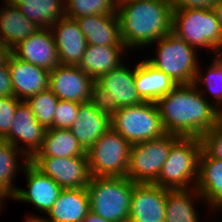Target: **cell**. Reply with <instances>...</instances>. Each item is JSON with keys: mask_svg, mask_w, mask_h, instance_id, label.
I'll list each match as a JSON object with an SVG mask.
<instances>
[{"mask_svg": "<svg viewBox=\"0 0 222 222\" xmlns=\"http://www.w3.org/2000/svg\"><path fill=\"white\" fill-rule=\"evenodd\" d=\"M87 155L70 129H46L43 144L35 156H54L58 158Z\"/></svg>", "mask_w": 222, "mask_h": 222, "instance_id": "83f0119b", "label": "cell"}, {"mask_svg": "<svg viewBox=\"0 0 222 222\" xmlns=\"http://www.w3.org/2000/svg\"><path fill=\"white\" fill-rule=\"evenodd\" d=\"M21 13L38 28H50L65 17V0H25Z\"/></svg>", "mask_w": 222, "mask_h": 222, "instance_id": "f1b7e54d", "label": "cell"}, {"mask_svg": "<svg viewBox=\"0 0 222 222\" xmlns=\"http://www.w3.org/2000/svg\"><path fill=\"white\" fill-rule=\"evenodd\" d=\"M202 142L198 138H180L169 152L154 183L170 190H189L196 186ZM192 183V184H191Z\"/></svg>", "mask_w": 222, "mask_h": 222, "instance_id": "277c9868", "label": "cell"}, {"mask_svg": "<svg viewBox=\"0 0 222 222\" xmlns=\"http://www.w3.org/2000/svg\"><path fill=\"white\" fill-rule=\"evenodd\" d=\"M170 191L156 184L135 183L128 222H165L166 197Z\"/></svg>", "mask_w": 222, "mask_h": 222, "instance_id": "5bb4252c", "label": "cell"}, {"mask_svg": "<svg viewBox=\"0 0 222 222\" xmlns=\"http://www.w3.org/2000/svg\"><path fill=\"white\" fill-rule=\"evenodd\" d=\"M6 200L1 194H0V211L2 209L3 205V201Z\"/></svg>", "mask_w": 222, "mask_h": 222, "instance_id": "ee69618b", "label": "cell"}, {"mask_svg": "<svg viewBox=\"0 0 222 222\" xmlns=\"http://www.w3.org/2000/svg\"><path fill=\"white\" fill-rule=\"evenodd\" d=\"M90 214L86 188L62 189L46 216L51 222H83Z\"/></svg>", "mask_w": 222, "mask_h": 222, "instance_id": "7402d4cb", "label": "cell"}, {"mask_svg": "<svg viewBox=\"0 0 222 222\" xmlns=\"http://www.w3.org/2000/svg\"><path fill=\"white\" fill-rule=\"evenodd\" d=\"M13 92L16 98L26 101L29 97L49 88V72L32 63L22 61L12 53L7 60Z\"/></svg>", "mask_w": 222, "mask_h": 222, "instance_id": "ac0fdd59", "label": "cell"}, {"mask_svg": "<svg viewBox=\"0 0 222 222\" xmlns=\"http://www.w3.org/2000/svg\"><path fill=\"white\" fill-rule=\"evenodd\" d=\"M23 173L26 175L27 189L18 187L11 199L31 203L38 212L47 214L58 199L62 188L30 161L24 167Z\"/></svg>", "mask_w": 222, "mask_h": 222, "instance_id": "9a60e30c", "label": "cell"}, {"mask_svg": "<svg viewBox=\"0 0 222 222\" xmlns=\"http://www.w3.org/2000/svg\"><path fill=\"white\" fill-rule=\"evenodd\" d=\"M176 85L167 74L155 68L145 59L135 66V87L143 101L156 102Z\"/></svg>", "mask_w": 222, "mask_h": 222, "instance_id": "cb8c5ba5", "label": "cell"}, {"mask_svg": "<svg viewBox=\"0 0 222 222\" xmlns=\"http://www.w3.org/2000/svg\"><path fill=\"white\" fill-rule=\"evenodd\" d=\"M30 162L62 189L86 188L92 177L88 155L67 158L34 156Z\"/></svg>", "mask_w": 222, "mask_h": 222, "instance_id": "8fae6325", "label": "cell"}, {"mask_svg": "<svg viewBox=\"0 0 222 222\" xmlns=\"http://www.w3.org/2000/svg\"><path fill=\"white\" fill-rule=\"evenodd\" d=\"M195 189L208 204L207 208L222 212V160L211 158L203 149Z\"/></svg>", "mask_w": 222, "mask_h": 222, "instance_id": "ffe728a7", "label": "cell"}, {"mask_svg": "<svg viewBox=\"0 0 222 222\" xmlns=\"http://www.w3.org/2000/svg\"><path fill=\"white\" fill-rule=\"evenodd\" d=\"M10 54L11 49L2 42H0V66L5 65L7 63Z\"/></svg>", "mask_w": 222, "mask_h": 222, "instance_id": "74e56055", "label": "cell"}, {"mask_svg": "<svg viewBox=\"0 0 222 222\" xmlns=\"http://www.w3.org/2000/svg\"><path fill=\"white\" fill-rule=\"evenodd\" d=\"M45 132L46 129L36 120L29 105L21 101L15 109L10 131L3 139L17 147L31 160L40 150Z\"/></svg>", "mask_w": 222, "mask_h": 222, "instance_id": "4fadbf2b", "label": "cell"}, {"mask_svg": "<svg viewBox=\"0 0 222 222\" xmlns=\"http://www.w3.org/2000/svg\"><path fill=\"white\" fill-rule=\"evenodd\" d=\"M80 103L58 100L53 118L54 129H70L77 119Z\"/></svg>", "mask_w": 222, "mask_h": 222, "instance_id": "d6a6232c", "label": "cell"}, {"mask_svg": "<svg viewBox=\"0 0 222 222\" xmlns=\"http://www.w3.org/2000/svg\"><path fill=\"white\" fill-rule=\"evenodd\" d=\"M58 100V97L48 88L29 97L25 102L32 109L36 120L45 129H49L53 125Z\"/></svg>", "mask_w": 222, "mask_h": 222, "instance_id": "1f68e13d", "label": "cell"}, {"mask_svg": "<svg viewBox=\"0 0 222 222\" xmlns=\"http://www.w3.org/2000/svg\"><path fill=\"white\" fill-rule=\"evenodd\" d=\"M111 127L131 145L159 138L166 133L156 103L147 101L112 110Z\"/></svg>", "mask_w": 222, "mask_h": 222, "instance_id": "52a82bcc", "label": "cell"}, {"mask_svg": "<svg viewBox=\"0 0 222 222\" xmlns=\"http://www.w3.org/2000/svg\"><path fill=\"white\" fill-rule=\"evenodd\" d=\"M134 184L127 177H91L86 187L90 214L106 222H128Z\"/></svg>", "mask_w": 222, "mask_h": 222, "instance_id": "3957f363", "label": "cell"}, {"mask_svg": "<svg viewBox=\"0 0 222 222\" xmlns=\"http://www.w3.org/2000/svg\"><path fill=\"white\" fill-rule=\"evenodd\" d=\"M131 144L110 127L87 151L92 177H126Z\"/></svg>", "mask_w": 222, "mask_h": 222, "instance_id": "ba28073f", "label": "cell"}, {"mask_svg": "<svg viewBox=\"0 0 222 222\" xmlns=\"http://www.w3.org/2000/svg\"><path fill=\"white\" fill-rule=\"evenodd\" d=\"M110 127L111 112L95 98L87 103H80L77 119L70 131L87 152Z\"/></svg>", "mask_w": 222, "mask_h": 222, "instance_id": "2e32d148", "label": "cell"}, {"mask_svg": "<svg viewBox=\"0 0 222 222\" xmlns=\"http://www.w3.org/2000/svg\"><path fill=\"white\" fill-rule=\"evenodd\" d=\"M217 0H171L173 9L213 8Z\"/></svg>", "mask_w": 222, "mask_h": 222, "instance_id": "8d00e7d4", "label": "cell"}, {"mask_svg": "<svg viewBox=\"0 0 222 222\" xmlns=\"http://www.w3.org/2000/svg\"><path fill=\"white\" fill-rule=\"evenodd\" d=\"M212 60L205 74L202 71L203 69H201L202 67L198 65L196 78L193 83L197 86L200 93L203 96L205 95V98L209 97L208 95L210 94L213 96L211 98L214 99L211 100V103L222 113V65L217 63L214 59ZM200 84L203 86V89L200 88L202 87Z\"/></svg>", "mask_w": 222, "mask_h": 222, "instance_id": "f546056e", "label": "cell"}, {"mask_svg": "<svg viewBox=\"0 0 222 222\" xmlns=\"http://www.w3.org/2000/svg\"><path fill=\"white\" fill-rule=\"evenodd\" d=\"M205 98L194 83L177 84L155 103L166 133L181 138H198L209 132L222 113Z\"/></svg>", "mask_w": 222, "mask_h": 222, "instance_id": "6da1fadb", "label": "cell"}, {"mask_svg": "<svg viewBox=\"0 0 222 222\" xmlns=\"http://www.w3.org/2000/svg\"><path fill=\"white\" fill-rule=\"evenodd\" d=\"M122 63L96 81L95 98L106 110L138 105L144 102L135 87V67L130 69Z\"/></svg>", "mask_w": 222, "mask_h": 222, "instance_id": "30bf717a", "label": "cell"}, {"mask_svg": "<svg viewBox=\"0 0 222 222\" xmlns=\"http://www.w3.org/2000/svg\"><path fill=\"white\" fill-rule=\"evenodd\" d=\"M172 32L191 47L209 53L222 41V28L212 8L173 9Z\"/></svg>", "mask_w": 222, "mask_h": 222, "instance_id": "8992f818", "label": "cell"}, {"mask_svg": "<svg viewBox=\"0 0 222 222\" xmlns=\"http://www.w3.org/2000/svg\"><path fill=\"white\" fill-rule=\"evenodd\" d=\"M201 198L195 188L171 190L166 197L165 222H200L194 200L203 201Z\"/></svg>", "mask_w": 222, "mask_h": 222, "instance_id": "4316f807", "label": "cell"}, {"mask_svg": "<svg viewBox=\"0 0 222 222\" xmlns=\"http://www.w3.org/2000/svg\"><path fill=\"white\" fill-rule=\"evenodd\" d=\"M38 215H32L30 214L28 217H26L25 221L23 222H51L48 218H45V217H41L40 215L37 217Z\"/></svg>", "mask_w": 222, "mask_h": 222, "instance_id": "60d3db41", "label": "cell"}, {"mask_svg": "<svg viewBox=\"0 0 222 222\" xmlns=\"http://www.w3.org/2000/svg\"><path fill=\"white\" fill-rule=\"evenodd\" d=\"M15 96L8 63L0 66V97Z\"/></svg>", "mask_w": 222, "mask_h": 222, "instance_id": "d590c367", "label": "cell"}, {"mask_svg": "<svg viewBox=\"0 0 222 222\" xmlns=\"http://www.w3.org/2000/svg\"><path fill=\"white\" fill-rule=\"evenodd\" d=\"M116 11V0H65V15L75 20L87 15L117 14Z\"/></svg>", "mask_w": 222, "mask_h": 222, "instance_id": "4dcf8cb0", "label": "cell"}, {"mask_svg": "<svg viewBox=\"0 0 222 222\" xmlns=\"http://www.w3.org/2000/svg\"><path fill=\"white\" fill-rule=\"evenodd\" d=\"M3 4L0 9V42L12 49L40 28L27 19L18 6Z\"/></svg>", "mask_w": 222, "mask_h": 222, "instance_id": "d4e9b609", "label": "cell"}, {"mask_svg": "<svg viewBox=\"0 0 222 222\" xmlns=\"http://www.w3.org/2000/svg\"><path fill=\"white\" fill-rule=\"evenodd\" d=\"M154 44L155 57L147 61L155 68L167 74L176 84H190L196 78L199 54L185 40L171 32ZM198 54V55H197Z\"/></svg>", "mask_w": 222, "mask_h": 222, "instance_id": "5b68a950", "label": "cell"}, {"mask_svg": "<svg viewBox=\"0 0 222 222\" xmlns=\"http://www.w3.org/2000/svg\"><path fill=\"white\" fill-rule=\"evenodd\" d=\"M117 3H120V2H126V1H131V0H116Z\"/></svg>", "mask_w": 222, "mask_h": 222, "instance_id": "f6af8a7d", "label": "cell"}, {"mask_svg": "<svg viewBox=\"0 0 222 222\" xmlns=\"http://www.w3.org/2000/svg\"><path fill=\"white\" fill-rule=\"evenodd\" d=\"M202 149L214 159L222 160V118L201 137Z\"/></svg>", "mask_w": 222, "mask_h": 222, "instance_id": "836d02e7", "label": "cell"}, {"mask_svg": "<svg viewBox=\"0 0 222 222\" xmlns=\"http://www.w3.org/2000/svg\"><path fill=\"white\" fill-rule=\"evenodd\" d=\"M180 138L174 134L165 133L159 138L133 144L126 177L135 183L154 184L171 147Z\"/></svg>", "mask_w": 222, "mask_h": 222, "instance_id": "9c48e42d", "label": "cell"}, {"mask_svg": "<svg viewBox=\"0 0 222 222\" xmlns=\"http://www.w3.org/2000/svg\"><path fill=\"white\" fill-rule=\"evenodd\" d=\"M127 50L124 45L87 44L84 55L77 66L96 81L102 74L108 73L124 63L122 58L127 54Z\"/></svg>", "mask_w": 222, "mask_h": 222, "instance_id": "603a6c76", "label": "cell"}, {"mask_svg": "<svg viewBox=\"0 0 222 222\" xmlns=\"http://www.w3.org/2000/svg\"><path fill=\"white\" fill-rule=\"evenodd\" d=\"M20 102L15 96L0 97V139L9 133L15 109Z\"/></svg>", "mask_w": 222, "mask_h": 222, "instance_id": "e575fe53", "label": "cell"}, {"mask_svg": "<svg viewBox=\"0 0 222 222\" xmlns=\"http://www.w3.org/2000/svg\"><path fill=\"white\" fill-rule=\"evenodd\" d=\"M21 153V154H20ZM24 156L23 163L18 162L17 156ZM30 160L17 147L4 139H0V194L7 199L12 198L17 186L13 183L17 172L23 171L24 167Z\"/></svg>", "mask_w": 222, "mask_h": 222, "instance_id": "484cf974", "label": "cell"}, {"mask_svg": "<svg viewBox=\"0 0 222 222\" xmlns=\"http://www.w3.org/2000/svg\"><path fill=\"white\" fill-rule=\"evenodd\" d=\"M213 59L222 65V41L215 47Z\"/></svg>", "mask_w": 222, "mask_h": 222, "instance_id": "ab89813d", "label": "cell"}, {"mask_svg": "<svg viewBox=\"0 0 222 222\" xmlns=\"http://www.w3.org/2000/svg\"><path fill=\"white\" fill-rule=\"evenodd\" d=\"M81 32L87 44L95 46L124 45L120 34V22L117 14L87 15L77 18Z\"/></svg>", "mask_w": 222, "mask_h": 222, "instance_id": "44dd1931", "label": "cell"}, {"mask_svg": "<svg viewBox=\"0 0 222 222\" xmlns=\"http://www.w3.org/2000/svg\"><path fill=\"white\" fill-rule=\"evenodd\" d=\"M50 30L55 41L59 63L78 65L87 46L78 22L65 16L55 22Z\"/></svg>", "mask_w": 222, "mask_h": 222, "instance_id": "d6986e66", "label": "cell"}, {"mask_svg": "<svg viewBox=\"0 0 222 222\" xmlns=\"http://www.w3.org/2000/svg\"><path fill=\"white\" fill-rule=\"evenodd\" d=\"M3 3L19 6L20 4L25 3V0H2Z\"/></svg>", "mask_w": 222, "mask_h": 222, "instance_id": "7bdbcfd3", "label": "cell"}, {"mask_svg": "<svg viewBox=\"0 0 222 222\" xmlns=\"http://www.w3.org/2000/svg\"><path fill=\"white\" fill-rule=\"evenodd\" d=\"M212 9L215 11L222 28V0H217Z\"/></svg>", "mask_w": 222, "mask_h": 222, "instance_id": "f35d334b", "label": "cell"}, {"mask_svg": "<svg viewBox=\"0 0 222 222\" xmlns=\"http://www.w3.org/2000/svg\"><path fill=\"white\" fill-rule=\"evenodd\" d=\"M83 222H106L100 217L89 214V216Z\"/></svg>", "mask_w": 222, "mask_h": 222, "instance_id": "b9f144b4", "label": "cell"}, {"mask_svg": "<svg viewBox=\"0 0 222 222\" xmlns=\"http://www.w3.org/2000/svg\"><path fill=\"white\" fill-rule=\"evenodd\" d=\"M18 59L48 71L58 66L59 59L50 28H40L11 49Z\"/></svg>", "mask_w": 222, "mask_h": 222, "instance_id": "e0dca14e", "label": "cell"}, {"mask_svg": "<svg viewBox=\"0 0 222 222\" xmlns=\"http://www.w3.org/2000/svg\"><path fill=\"white\" fill-rule=\"evenodd\" d=\"M49 89L59 100L87 103L95 99V80L77 65L59 64L49 72Z\"/></svg>", "mask_w": 222, "mask_h": 222, "instance_id": "7c38bea8", "label": "cell"}, {"mask_svg": "<svg viewBox=\"0 0 222 222\" xmlns=\"http://www.w3.org/2000/svg\"><path fill=\"white\" fill-rule=\"evenodd\" d=\"M120 34L128 49L151 47L172 32L171 0H131L117 3ZM150 45V46H149Z\"/></svg>", "mask_w": 222, "mask_h": 222, "instance_id": "7a4b0ae2", "label": "cell"}]
</instances>
